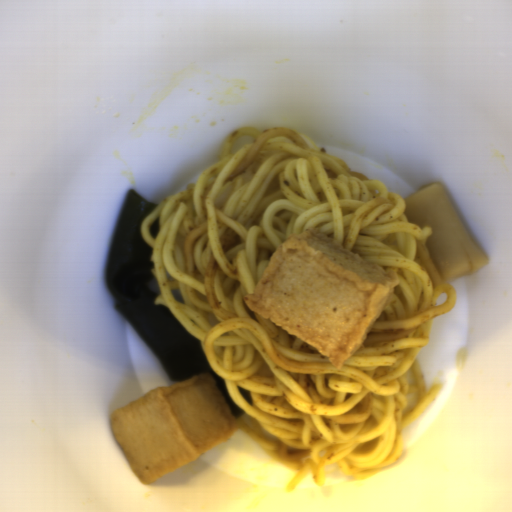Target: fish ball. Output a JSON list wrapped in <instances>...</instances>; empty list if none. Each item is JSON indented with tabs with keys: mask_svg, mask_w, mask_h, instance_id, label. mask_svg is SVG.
Returning a JSON list of instances; mask_svg holds the SVG:
<instances>
[{
	"mask_svg": "<svg viewBox=\"0 0 512 512\" xmlns=\"http://www.w3.org/2000/svg\"><path fill=\"white\" fill-rule=\"evenodd\" d=\"M398 270L385 271L320 231H304L272 253L254 292L243 299L340 370L394 296Z\"/></svg>",
	"mask_w": 512,
	"mask_h": 512,
	"instance_id": "fish-ball-1",
	"label": "fish ball"
},
{
	"mask_svg": "<svg viewBox=\"0 0 512 512\" xmlns=\"http://www.w3.org/2000/svg\"><path fill=\"white\" fill-rule=\"evenodd\" d=\"M110 428L144 486L196 461L240 429L210 373L151 389L114 410Z\"/></svg>",
	"mask_w": 512,
	"mask_h": 512,
	"instance_id": "fish-ball-2",
	"label": "fish ball"
}]
</instances>
